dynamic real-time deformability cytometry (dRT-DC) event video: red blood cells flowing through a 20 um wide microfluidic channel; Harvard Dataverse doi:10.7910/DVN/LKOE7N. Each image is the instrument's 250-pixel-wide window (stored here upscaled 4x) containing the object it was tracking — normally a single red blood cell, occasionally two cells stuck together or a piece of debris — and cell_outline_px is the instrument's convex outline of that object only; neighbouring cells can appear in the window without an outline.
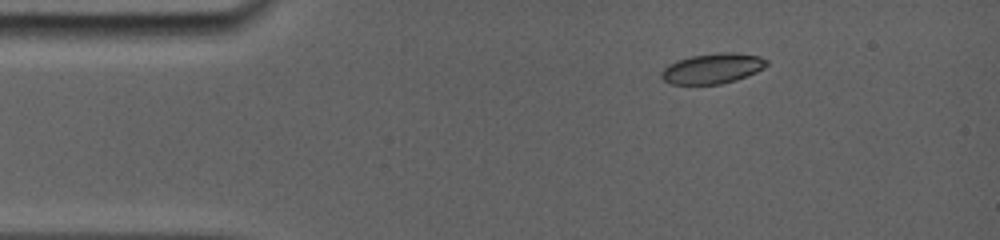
{"species": "common noctule bat (a hibernating species)", "species_latin": "Nyctalus noctula", "temperature_condition": "room temperature", "stored_images_in_passage": 3, "camera_frame_rate_fps": 5000, "um_per_image_px": 0.085, "animal": {"sex": "female", "body_mass_g": 19.0, "forearm_length_mm": 56.7}, "frame": {"image": 1, "passage_image": 1, "time_ms": 0.0, "image_size_px": [1000, 240], "cell_outline_px": [[768, 64], [764, 68], [756, 72], [736, 80], [720, 84], [672, 84], [664, 80], [660, 76], [660, 72], [668, 64], [676, 60], [692, 56], [720, 52], [736, 52], [760, 56], [768, 60]], "centroid_in_image_um": [60.57, 5.81], "position_along_channel_um": 24.4, "area_um2": 18.67}}